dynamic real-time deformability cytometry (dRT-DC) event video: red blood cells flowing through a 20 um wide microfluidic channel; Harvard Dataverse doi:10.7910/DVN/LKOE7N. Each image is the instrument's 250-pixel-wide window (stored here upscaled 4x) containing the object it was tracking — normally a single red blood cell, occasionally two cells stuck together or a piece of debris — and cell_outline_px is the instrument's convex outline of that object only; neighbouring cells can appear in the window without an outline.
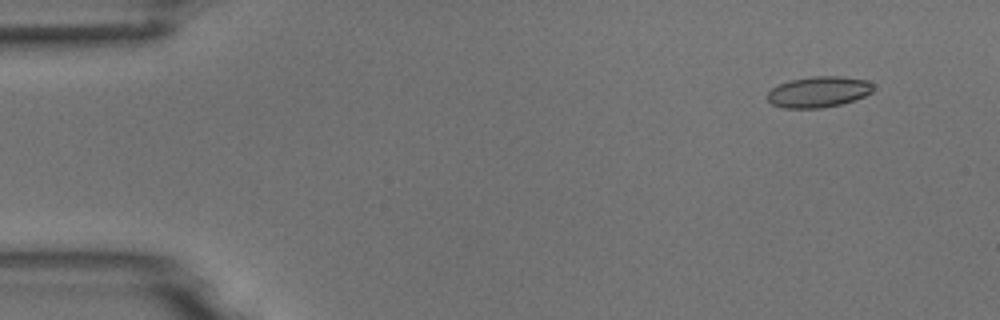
{"species": "common noctule bat (a hibernating species)", "species_latin": "Nyctalus noctula", "temperature_condition": "room temperature", "stored_images_in_passage": 6, "camera_frame_rate_fps": 3000, "um_per_image_px": 0.085, "animal": {"sex": "male", "body_mass_g": 18.8}, "frame": {"image": 1, "passage_image": 2, "time_ms": 1.333, "image_size_px": [1000, 320], "cell_outline_px": [[872, 92], [864, 96], [840, 104], [820, 108], [784, 108], [772, 104], [768, 100], [768, 92], [772, 88], [780, 84], [792, 80], [812, 76], [840, 76], [868, 80], [872, 84]], "centroid_in_image_um": [69.57, 7.8], "position_along_channel_um": 15.4, "area_um2": 18.84}}
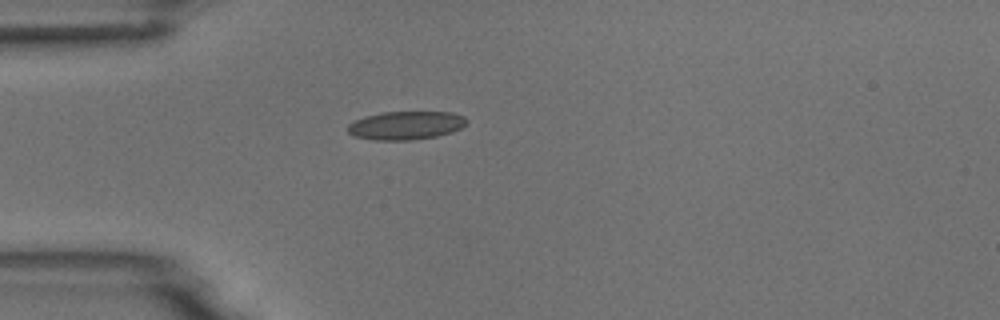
{"frame": {"image": 2, "passage_image": 5, "time_ms": 4.667, "image_size_px": [1000, 320], "cell_outline_px": [[468, 120], [460, 128], [452, 132], [436, 136], [412, 140], [372, 140], [356, 136], [348, 132], [348, 124], [352, 120], [364, 116], [384, 112], [452, 112], [464, 116]], "centroid_in_image_um": [34.48, 10.65], "position_along_channel_um": 50.5, "area_um2": 19.71}}